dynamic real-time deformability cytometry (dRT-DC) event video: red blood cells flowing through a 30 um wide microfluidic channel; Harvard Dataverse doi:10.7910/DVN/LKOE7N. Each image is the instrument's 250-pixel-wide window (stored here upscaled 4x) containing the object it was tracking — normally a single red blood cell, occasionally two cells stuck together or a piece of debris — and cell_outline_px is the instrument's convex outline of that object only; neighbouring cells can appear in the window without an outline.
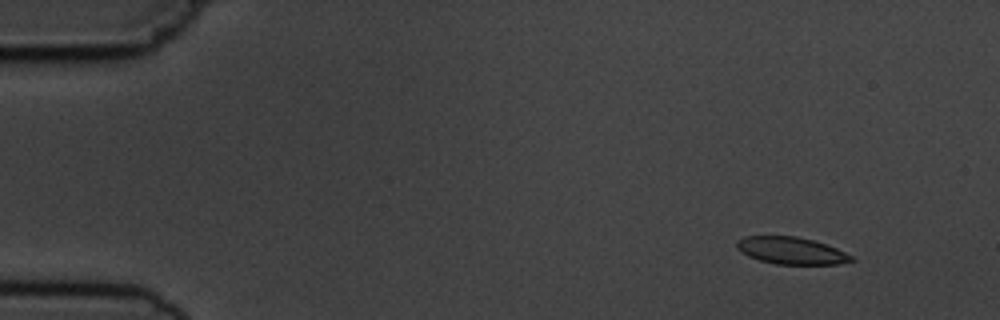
{"species": "common noctule bat (a hibernating species)", "species_latin": "Nyctalus noctula", "temperature_condition": "cold", "stored_images_in_passage": 5, "camera_frame_rate_fps": 3000, "um_per_image_px": 0.085, "animal": {"sex": "male", "body_mass_g": 19.5, "forearm_length_mm": 54.6}, "frame": {"image": 1, "passage_image": 1, "time_ms": 0.0, "image_size_px": [1000, 320], "cell_outline_px": [[856, 260], [836, 264], [776, 264], [760, 260], [748, 256], [736, 248], [736, 240], [744, 236], [796, 236], [812, 240], [836, 248], [852, 256]], "centroid_in_image_um": [67.22, 21.3], "position_along_channel_um": 17.8, "area_um2": 17.98}}
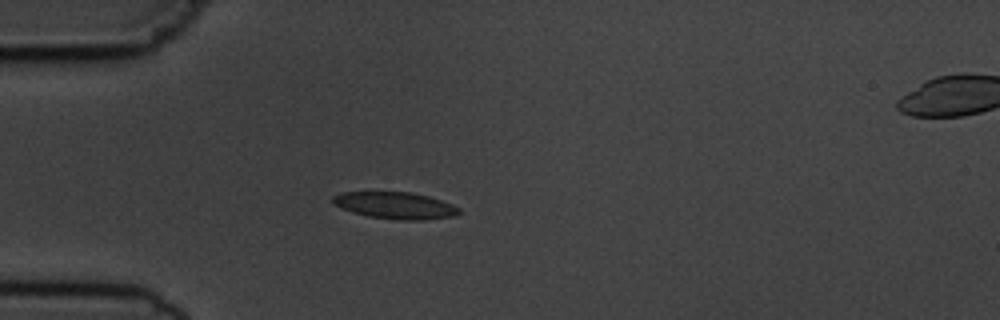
{"frame": {"image": 2, "passage_image": 4, "time_ms": 3.333, "image_size_px": [1000, 320], "cell_outline_px": [[460, 212], [456, 216], [420, 220], [400, 220], [368, 216], [352, 212], [336, 204], [332, 200], [332, 196], [340, 192], [412, 192], [428, 196], [452, 204], [460, 208]], "centroid_in_image_um": [33.62, 17.46], "position_along_channel_um": 51.4, "area_um2": 19.59}}